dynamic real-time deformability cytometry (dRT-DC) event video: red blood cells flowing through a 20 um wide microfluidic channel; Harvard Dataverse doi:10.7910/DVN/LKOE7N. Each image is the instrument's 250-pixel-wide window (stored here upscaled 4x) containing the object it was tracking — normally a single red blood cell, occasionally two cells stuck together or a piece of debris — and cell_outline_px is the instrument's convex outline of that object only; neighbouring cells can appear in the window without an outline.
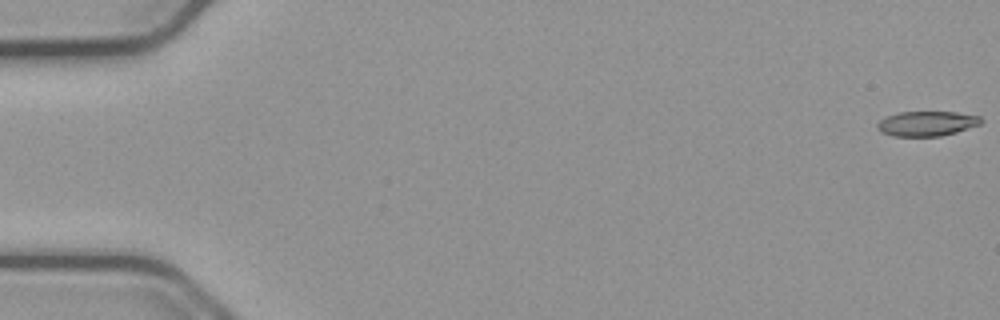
{"species": "common noctule bat (a hibernating species)", "species_latin": "Nyctalus noctula", "temperature_condition": "cold", "stored_images_in_passage": 55, "camera_frame_rate_fps": 3000, "um_per_image_px": 0.085, "animal": {"sex": "male", "body_mass_g": 23.1, "forearm_length_mm": 52.7}, "frame": {"image": 1, "passage_image": 1, "time_ms": 0.0, "image_size_px": [1000, 320], "cell_outline_px": [[984, 120], [980, 124], [956, 132], [940, 136], [892, 136], [880, 132], [876, 128], [876, 124], [880, 120], [888, 116], [900, 112], [956, 112], [980, 116]], "centroid_in_image_um": [78.77, 10.5], "position_along_channel_um": 6.2, "area_um2": 15.03}}
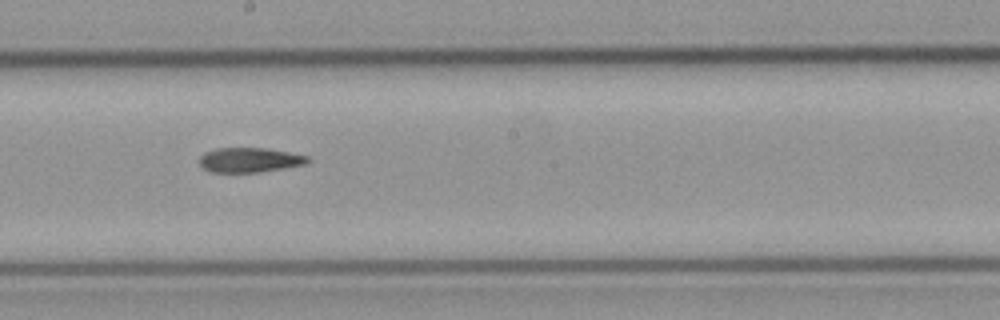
{"frame": {"image": 2, "passage_image": 31, "time_ms": 10.0, "image_size_px": [1000, 320], "cell_outline_px": [[312, 160], [308, 164], [260, 172], [208, 172], [200, 164], [200, 156], [204, 152], [216, 148], [268, 148], [308, 156]], "centroid_in_image_um": [21.24, 13.6], "position_along_channel_um": 227.0, "area_um2": 15.72}}
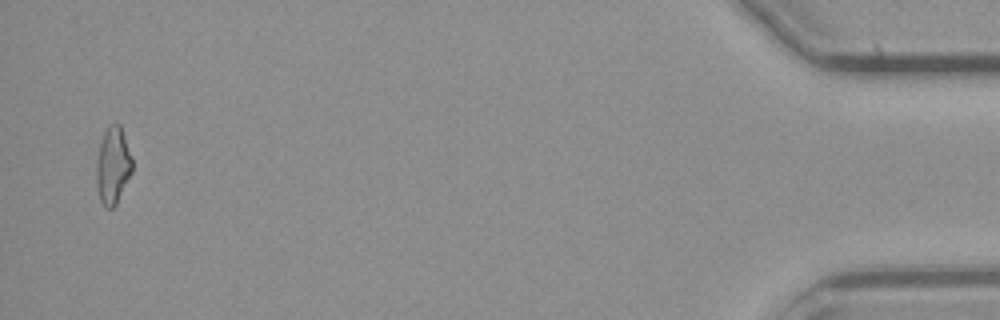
{"frame": {"image": 3, "passage_image": 54, "time_ms": 17.667, "image_size_px": [1000, 320], "cell_outline_px": [[132, 172], [116, 204], [112, 208], [108, 208], [100, 200], [96, 184], [96, 164], [100, 144], [104, 132], [108, 124], [120, 124], [132, 156]], "centroid_in_image_um": [9.6, 14.05], "position_along_channel_um": 425.6, "area_um2": 16.01}}